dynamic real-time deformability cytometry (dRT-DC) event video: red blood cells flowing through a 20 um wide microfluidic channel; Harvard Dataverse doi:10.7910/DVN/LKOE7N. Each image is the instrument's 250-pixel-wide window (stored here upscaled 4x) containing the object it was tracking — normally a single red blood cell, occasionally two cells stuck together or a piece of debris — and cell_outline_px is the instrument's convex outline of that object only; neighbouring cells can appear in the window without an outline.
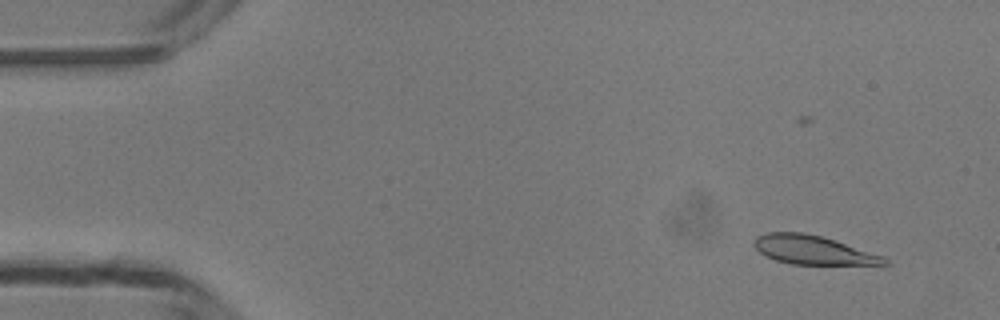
{"species": "common noctule bat (a hibernating species)", "species_latin": "Nyctalus noctula", "temperature_condition": "room temperature", "stored_images_in_passage": 48, "camera_frame_rate_fps": 3000, "um_per_image_px": 0.085, "animal": {"sex": "male", "body_mass_g": 13.3}, "frame": {"image": 1, "passage_image": 3, "time_ms": 0.667, "image_size_px": [1000, 320], "cell_outline_px": [[888, 264], [792, 264], [776, 260], [760, 252], [752, 244], [752, 240], [756, 236], [768, 232], [804, 232], [836, 240], [884, 256], [888, 260]], "centroid_in_image_um": [69.08, 21.23], "position_along_channel_um": 15.9, "area_um2": 21.79}}
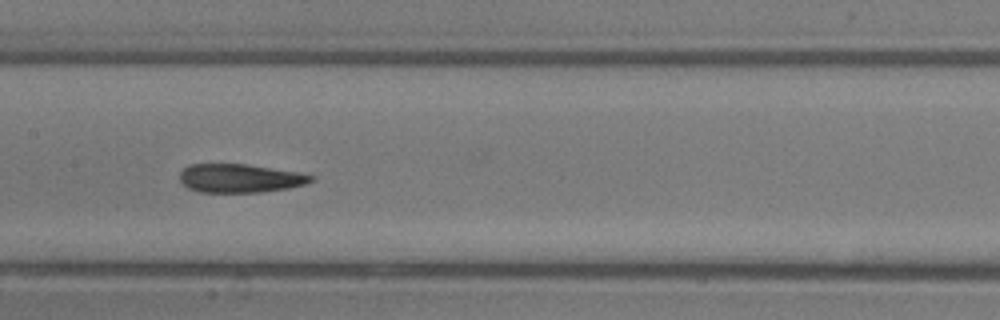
{"frame": {"image": 2, "passage_image": 23, "time_ms": 7.333, "image_size_px": [1000, 320], "cell_outline_px": [[316, 180], [304, 184], [288, 188], [260, 192], [200, 192], [188, 188], [180, 180], [180, 172], [188, 164], [244, 164], [296, 172], [316, 176]], "centroid_in_image_um": [20.39, 15.15], "position_along_channel_um": 187.0, "area_um2": 21.73}}
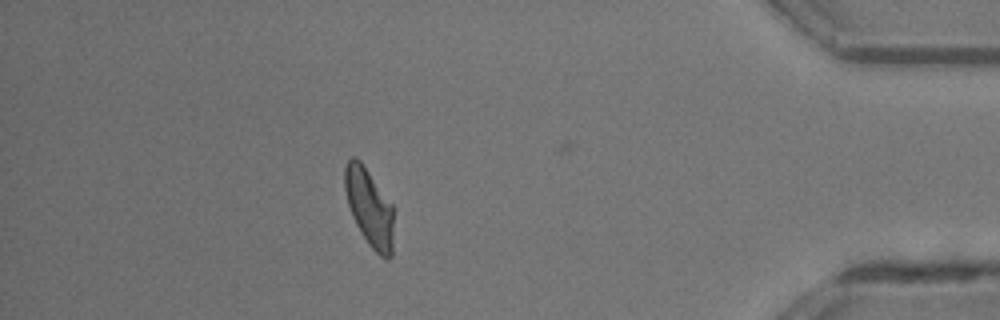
{"frame": {"image": 3, "passage_image": 42, "time_ms": 13.667, "image_size_px": [1000, 320], "cell_outline_px": [[392, 256], [388, 260], [384, 260], [368, 244], [360, 232], [352, 216], [348, 204], [344, 188], [344, 168], [348, 160], [352, 156], [356, 156], [360, 160], [392, 204]], "centroid_in_image_um": [31.37, 17.64], "position_along_channel_um": 403.8, "area_um2": 22.08}, "authors_computed_cell_mechanics": {"area_um2": 22.6287, "velocity_mm_per_s": 4.183, "shape_relaxation_time_tau1_ms": 4.2059, "shape_relaxation_time_tau2_ms": 1.4061, "deformation_change_tau1": 0.1937, "deformation_change_tau2": 0.0898}}